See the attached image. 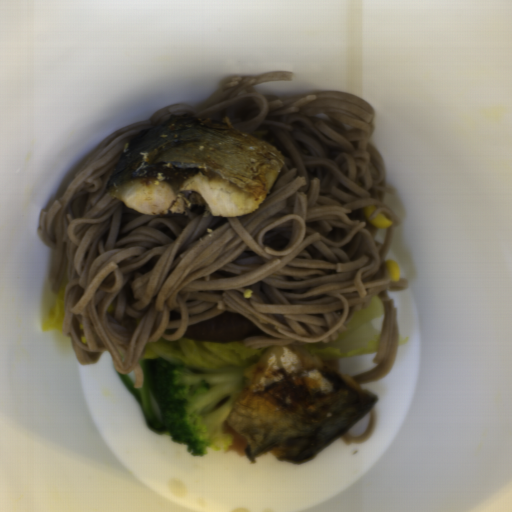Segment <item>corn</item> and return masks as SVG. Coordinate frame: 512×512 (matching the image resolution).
<instances>
[{
    "instance_id": "obj_1",
    "label": "corn",
    "mask_w": 512,
    "mask_h": 512,
    "mask_svg": "<svg viewBox=\"0 0 512 512\" xmlns=\"http://www.w3.org/2000/svg\"><path fill=\"white\" fill-rule=\"evenodd\" d=\"M376 209L377 208H376V206L373 203L367 205L366 210H365V214H366V218H367L368 222L370 224H372L374 227H378V228H381V229L382 228H389L393 224V222L385 214L379 212V214L377 216L372 218V215H373V213L375 212Z\"/></svg>"
},
{
    "instance_id": "obj_2",
    "label": "corn",
    "mask_w": 512,
    "mask_h": 512,
    "mask_svg": "<svg viewBox=\"0 0 512 512\" xmlns=\"http://www.w3.org/2000/svg\"><path fill=\"white\" fill-rule=\"evenodd\" d=\"M387 276L390 282H398L401 279L400 268L393 259L386 260Z\"/></svg>"
}]
</instances>
